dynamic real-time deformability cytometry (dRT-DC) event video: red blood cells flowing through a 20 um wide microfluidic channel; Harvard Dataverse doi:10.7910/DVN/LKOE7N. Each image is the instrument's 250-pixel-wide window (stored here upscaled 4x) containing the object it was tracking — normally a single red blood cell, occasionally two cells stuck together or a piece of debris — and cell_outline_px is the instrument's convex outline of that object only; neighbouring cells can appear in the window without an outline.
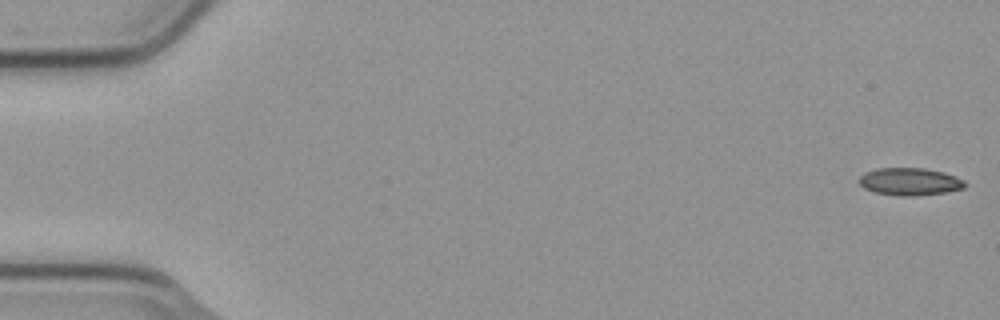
{"species": "common noctule bat (a hibernating species)", "species_latin": "Nyctalus noctula", "temperature_condition": "cold", "stored_images_in_passage": 55, "camera_frame_rate_fps": 3000, "um_per_image_px": 0.085, "animal": {"sex": "male", "body_mass_g": 23.1, "forearm_length_mm": 52.7}, "frame": {"image": 1, "passage_image": 1, "time_ms": 0.0, "image_size_px": [1000, 320], "cell_outline_px": [[968, 184], [964, 188], [948, 192], [916, 196], [896, 196], [876, 192], [864, 188], [856, 180], [864, 172], [876, 168], [924, 168], [944, 172], [956, 176], [964, 180]], "centroid_in_image_um": [77.34, 15.44], "position_along_channel_um": 7.7, "area_um2": 17.28}}
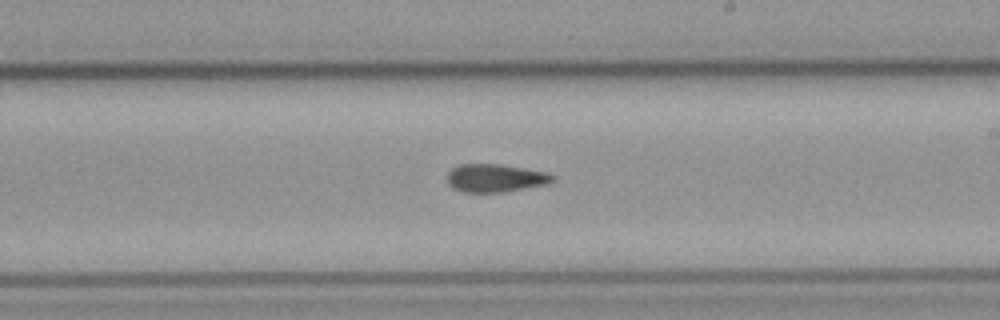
{"frame": {"image": 2, "passage_image": 32, "time_ms": 10.333, "image_size_px": [1000, 320], "cell_outline_px": [[556, 180], [548, 184], [504, 192], [464, 192], [452, 188], [448, 184], [448, 172], [452, 168], [460, 164], [500, 164], [548, 172], [556, 176]], "centroid_in_image_um": [42.14, 15.13], "position_along_channel_um": 246.9, "area_um2": 17.4}}
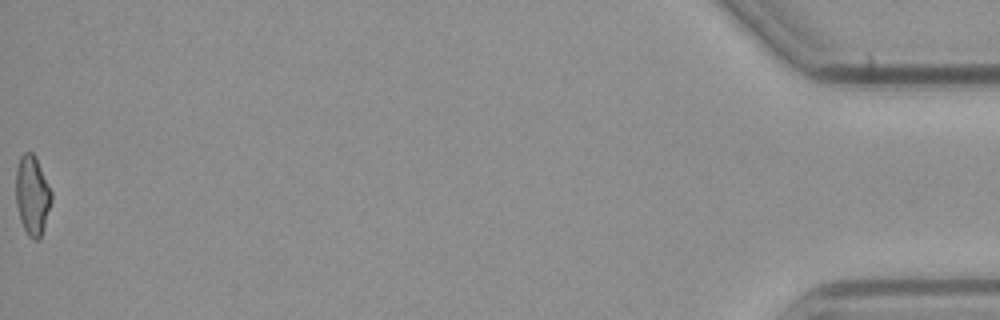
{"frame": {"image": 3, "passage_image": 55, "time_ms": 18.0, "image_size_px": [1000, 320], "cell_outline_px": [[52, 200], [40, 236], [36, 240], [32, 240], [28, 236], [20, 220], [16, 204], [16, 168], [20, 156], [24, 152], [32, 152], [36, 156], [52, 192]], "centroid_in_image_um": [2.73, 16.56], "position_along_channel_um": 432.5, "area_um2": 16.42}, "authors_computed_cell_mechanics": {"area_um2": 17.2244, "velocity_mm_per_s": 3.7898, "shape_relaxation_time_tau1_ms": null, "shape_relaxation_time_tau2_ms": 6.152, "deformation_change_tau1": null, "deformation_change_tau2": 0.1308}}